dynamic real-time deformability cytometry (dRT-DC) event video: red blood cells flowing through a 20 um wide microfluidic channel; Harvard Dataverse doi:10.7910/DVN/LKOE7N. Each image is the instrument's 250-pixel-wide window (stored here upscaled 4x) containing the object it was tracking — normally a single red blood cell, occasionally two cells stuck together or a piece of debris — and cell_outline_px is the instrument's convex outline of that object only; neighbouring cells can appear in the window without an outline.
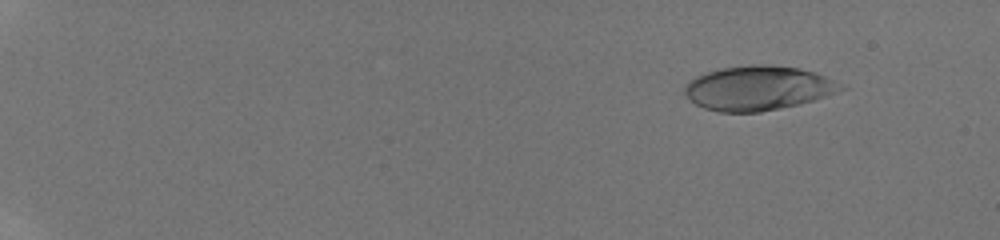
{"species": "human", "species_latin": "Homo sapiens", "temperature_condition": "room temperature", "stored_images_in_passage": 21, "camera_frame_rate_fps": 3000, "um_per_image_px": 0.085, "donor": {"sex": "male"}, "frame": {"image": 1, "passage_image": 6, "time_ms": 2.333, "image_size_px": [1000, 240], "cell_outline_px": [[848, 88], [812, 100], [780, 108], [760, 112], [720, 112], [704, 108], [696, 104], [684, 96], [684, 88], [688, 80], [704, 72], [720, 68], [748, 64], [772, 64], [800, 68], [816, 72], [844, 84]], "centroid_in_image_um": [64.41, 7.46], "position_along_channel_um": 20.6, "area_um2": 40.81}}
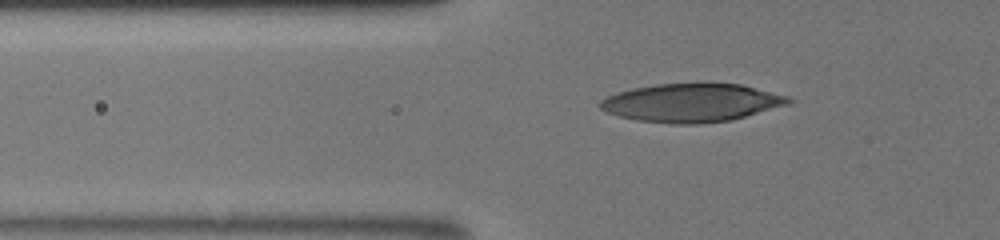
{"frame": {"image": 2, "passage_image": 16, "time_ms": 7.333, "image_size_px": [1000, 240], "cell_outline_px": [[796, 100], [788, 104], [732, 120], [700, 124], [672, 124], [636, 120], [620, 116], [608, 112], [600, 108], [596, 104], [600, 100], [616, 92], [632, 88], [656, 84], [740, 84], [788, 96]], "centroid_in_image_um": [58.76, 8.74], "position_along_channel_um": 67.0, "area_um2": 41.96}}
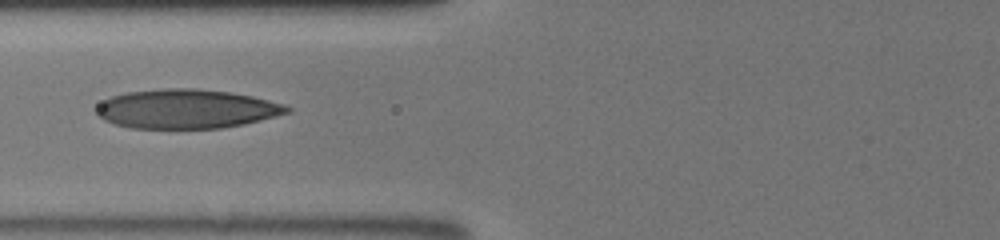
{"frame": {"image": 3, "passage_image": 20, "time_ms": 8.667, "image_size_px": [1000, 240], "cell_outline_px": [[292, 112], [244, 124], [220, 128], [132, 128], [116, 124], [104, 120], [96, 112], [96, 108], [104, 100], [112, 96], [124, 92], [164, 88], [196, 88], [228, 92], [252, 96], [284, 104], [292, 108]], "centroid_in_image_um": [15.86, 9.25], "position_along_channel_um": 109.9, "area_um2": 43.47}}